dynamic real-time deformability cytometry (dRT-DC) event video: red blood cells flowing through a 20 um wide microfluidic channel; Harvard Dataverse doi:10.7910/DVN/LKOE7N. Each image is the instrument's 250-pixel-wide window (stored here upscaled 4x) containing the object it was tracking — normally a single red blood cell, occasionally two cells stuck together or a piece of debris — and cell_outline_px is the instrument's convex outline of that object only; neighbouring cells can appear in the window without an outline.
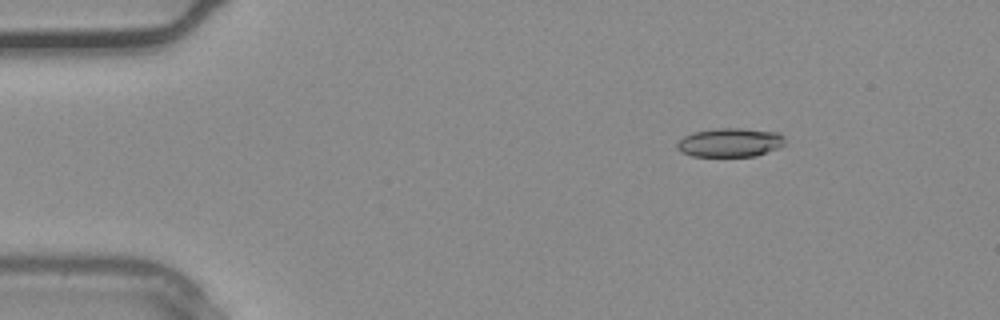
{"species": "common noctule bat (a hibernating species)", "species_latin": "Nyctalus noctula", "temperature_condition": "warm", "stored_images_in_passage": 32, "camera_frame_rate_fps": 3000, "um_per_image_px": 0.085, "animal": {"sex": "male", "body_mass_g": 20.4}, "frame": {"image": 1, "passage_image": 1, "time_ms": 0.0, "image_size_px": [1000, 320], "cell_outline_px": [[784, 144], [776, 148], [756, 156], [692, 156], [680, 152], [676, 148], [676, 144], [684, 136], [692, 132], [716, 128], [744, 128], [780, 132], [784, 136]], "centroid_in_image_um": [62.03, 12.1], "position_along_channel_um": 23.0, "area_um2": 18.26}}
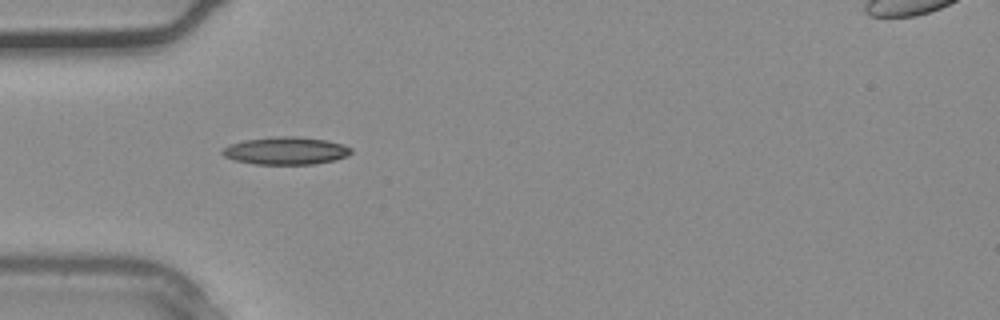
{"frame": {"image": 2, "passage_image": 7, "time_ms": 2.0, "image_size_px": [1000, 320], "cell_outline_px": [[352, 152], [348, 156], [336, 160], [312, 164], [256, 164], [232, 160], [224, 156], [220, 152], [228, 144], [244, 140], [284, 136], [296, 136], [328, 140], [344, 144], [352, 148]], "centroid_in_image_um": [24.32, 12.81], "position_along_channel_um": 60.7, "area_um2": 20.87}}
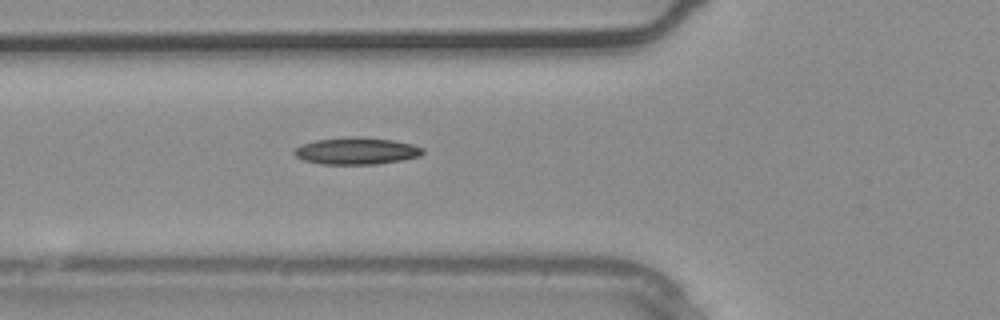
{"frame": {"image": 3, "passage_image": 9, "time_ms": 2.667, "image_size_px": [1000, 320], "cell_outline_px": [[424, 152], [420, 156], [400, 160], [376, 164], [320, 164], [304, 160], [296, 156], [292, 152], [300, 144], [316, 140], [344, 136], [360, 136], [396, 140], [412, 144], [424, 148]], "centroid_in_image_um": [30.29, 12.81], "position_along_channel_um": 95.5, "area_um2": 20.46}}